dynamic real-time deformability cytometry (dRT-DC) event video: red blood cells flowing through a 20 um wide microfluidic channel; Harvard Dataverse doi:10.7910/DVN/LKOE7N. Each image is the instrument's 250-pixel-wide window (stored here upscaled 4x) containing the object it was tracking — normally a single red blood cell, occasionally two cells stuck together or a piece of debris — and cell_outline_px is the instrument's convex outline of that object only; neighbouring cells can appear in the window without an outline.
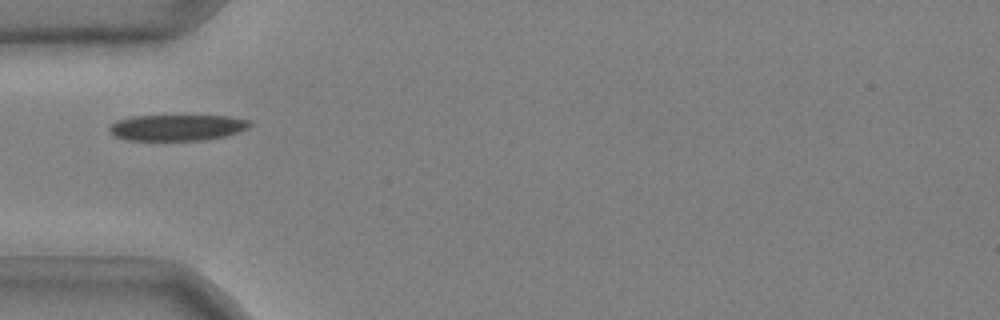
{"species": "common noctule bat (a hibernating species)", "species_latin": "Nyctalus noctula", "temperature_condition": "cold", "stored_images_in_passage": 31, "camera_frame_rate_fps": 3000, "um_per_image_px": 0.085, "animal": {"sex": "male", "body_mass_g": 20.4}, "frame": {"image": 1, "passage_image": 1, "time_ms": 0.0, "image_size_px": [1000, 320], "cell_outline_px": [[252, 124], [248, 128], [224, 136], [204, 140], [128, 140], [112, 136], [108, 132], [108, 128], [116, 120], [132, 116], [228, 116], [248, 120]], "centroid_in_image_um": [14.99, 10.84], "position_along_channel_um": 70.0, "area_um2": 21.33}}
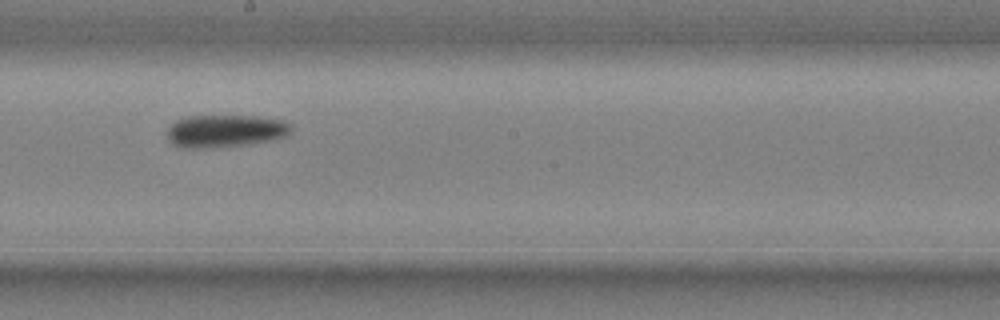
{"frame": {"image": 2, "passage_image": 14, "time_ms": 4.333, "image_size_px": [1000, 320], "cell_outline_px": [[292, 128], [288, 136], [276, 140], [248, 144], [212, 148], [180, 148], [172, 144], [168, 140], [168, 128], [176, 120], [188, 116], [256, 116], [284, 120], [292, 124]], "centroid_in_image_um": [19.18, 11.14], "position_along_channel_um": 229.0, "area_um2": 23.93}}
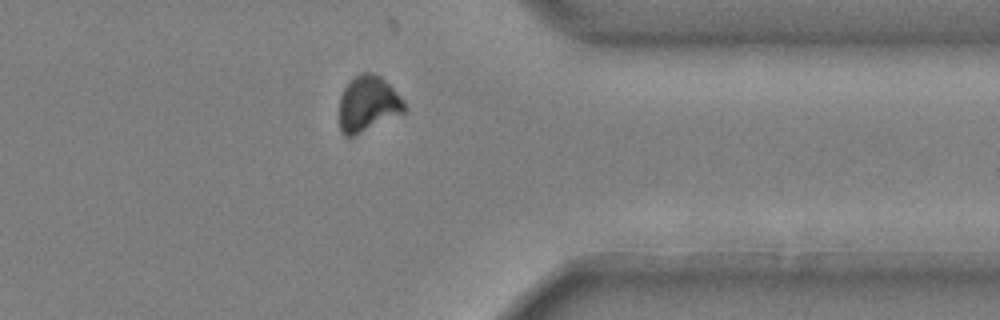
{"frame": {"image": 3, "passage_image": 27, "time_ms": 8.667, "image_size_px": [1000, 320], "cell_outline_px": [[408, 108], [404, 112], [352, 136], [344, 136], [340, 132], [340, 96], [344, 88], [360, 72], [372, 72], [380, 76], [404, 100]], "centroid_in_image_um": [31.27, 8.81], "position_along_channel_um": 380.1, "area_um2": 20.81}, "authors_computed_cell_mechanics": {"area_um2": 22.7732, "velocity_mm_per_s": 3.6843, "shape_relaxation_time_tau1_ms": 9.9321, "shape_relaxation_time_tau2_ms": null, "deformation_change_tau1": 0.1625, "deformation_change_tau2": null}}